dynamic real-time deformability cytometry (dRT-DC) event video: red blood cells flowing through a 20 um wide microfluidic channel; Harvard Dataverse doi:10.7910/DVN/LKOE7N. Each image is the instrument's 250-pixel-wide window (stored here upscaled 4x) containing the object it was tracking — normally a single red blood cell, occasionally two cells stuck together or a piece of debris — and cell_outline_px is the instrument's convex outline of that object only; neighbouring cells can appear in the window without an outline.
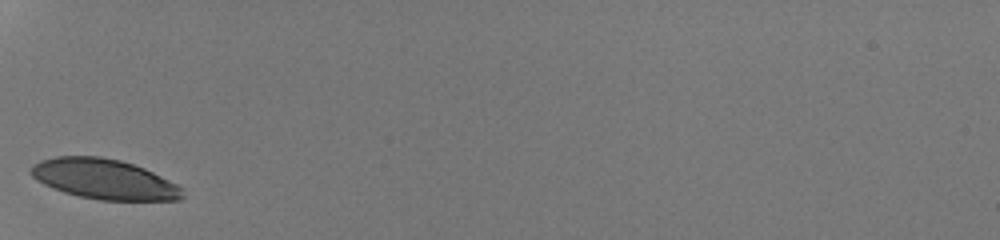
{"species": "human", "species_latin": "Homo sapiens", "temperature_condition": "room temperature", "stored_images_in_passage": 28, "camera_frame_rate_fps": 3000, "um_per_image_px": 0.085, "donor": {"sex": "male"}, "frame": {"image": 1, "passage_image": 1, "time_ms": 0.0, "image_size_px": [1000, 240], "cell_outline_px": [[184, 196], [180, 200], [100, 200], [80, 196], [64, 192], [44, 184], [36, 180], [28, 172], [28, 168], [32, 164], [40, 160], [56, 156], [100, 156], [120, 160], [144, 168], [176, 184], [180, 188]], "centroid_in_image_um": [8.79, 15.21], "position_along_channel_um": 76.2, "area_um2": 35.32}}
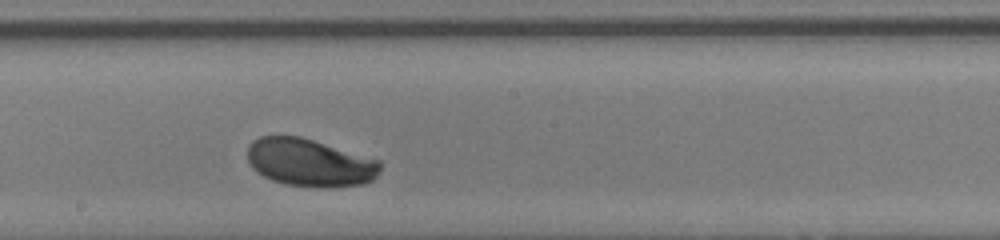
{"frame": {"image": 2, "passage_image": 12, "time_ms": 3.667, "image_size_px": [1000, 240], "cell_outline_px": [[380, 168], [376, 176], [372, 180], [364, 184], [328, 188], [284, 184], [272, 180], [256, 172], [252, 168], [248, 160], [248, 144], [252, 140], [260, 136], [300, 136], [380, 160]], "centroid_in_image_um": [26.31, 13.82], "position_along_channel_um": 221.9, "area_um2": 36.99}}
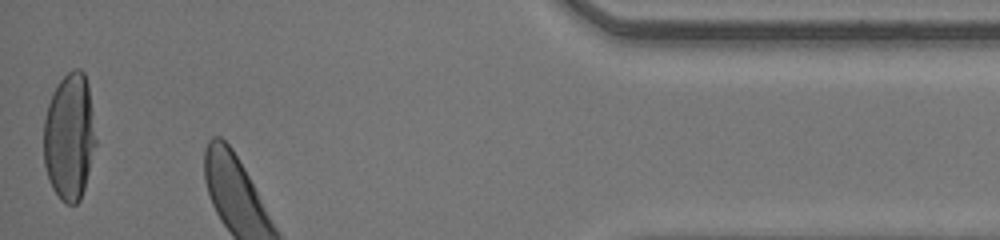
{"frame": {"image": 3, "passage_image": 28, "time_ms": 9.0, "image_size_px": [1000, 240], "cell_outline_px": [[96, 144], [84, 188], [80, 200], [76, 204], [64, 204], [60, 200], [52, 188], [48, 180], [44, 164], [44, 120], [48, 104], [52, 92], [60, 80], [72, 68], [80, 68], [84, 72], [88, 84], [96, 140]], "centroid_in_image_um": [5.89, 11.63], "position_along_channel_um": 429.3, "area_um2": 38.73}, "authors_computed_cell_mechanics": {"area_um2": 37.1076, "velocity_mm_per_s": 4.1659, "shape_relaxation_time_tau1_ms": 1.1798, "shape_relaxation_time_tau2_ms": null, "deformation_change_tau1": 0.0924, "deformation_change_tau2": null}}